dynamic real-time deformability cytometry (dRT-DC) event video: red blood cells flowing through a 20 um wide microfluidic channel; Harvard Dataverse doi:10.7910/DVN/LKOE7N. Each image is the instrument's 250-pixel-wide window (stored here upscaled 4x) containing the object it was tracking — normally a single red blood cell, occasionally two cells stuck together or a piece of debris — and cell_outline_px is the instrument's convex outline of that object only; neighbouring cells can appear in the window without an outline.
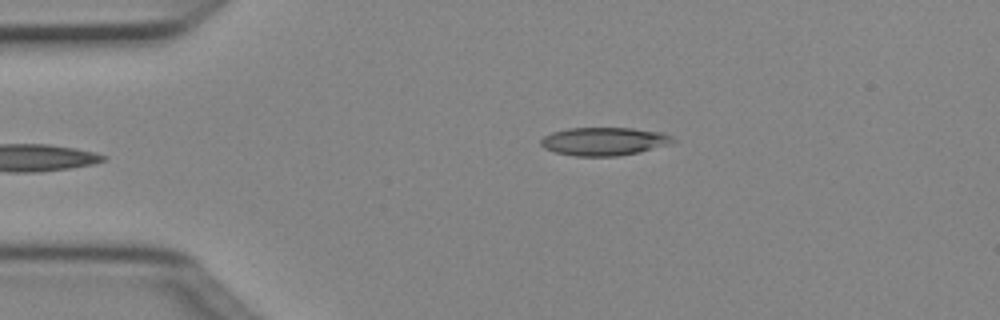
{"species": "Egyptian fruit bat (a non-hibernating species)", "species_latin": "Rousettus aegyptiacus", "temperature_condition": "cold", "stored_images_in_passage": 5, "camera_frame_rate_fps": 3000, "um_per_image_px": 0.085, "animal": {"sex": "female"}, "frame": {"image": 1, "passage_image": 5, "time_ms": 1.333, "image_size_px": [1000, 320], "cell_outline_px": [[676, 140], [668, 144], [640, 152], [616, 156], [576, 156], [556, 152], [544, 148], [540, 144], [540, 140], [544, 136], [552, 132], [568, 128], [632, 128], [664, 132], [672, 136]], "centroid_in_image_um": [51.35, 12.01], "position_along_channel_um": 33.7, "area_um2": 21.68}}